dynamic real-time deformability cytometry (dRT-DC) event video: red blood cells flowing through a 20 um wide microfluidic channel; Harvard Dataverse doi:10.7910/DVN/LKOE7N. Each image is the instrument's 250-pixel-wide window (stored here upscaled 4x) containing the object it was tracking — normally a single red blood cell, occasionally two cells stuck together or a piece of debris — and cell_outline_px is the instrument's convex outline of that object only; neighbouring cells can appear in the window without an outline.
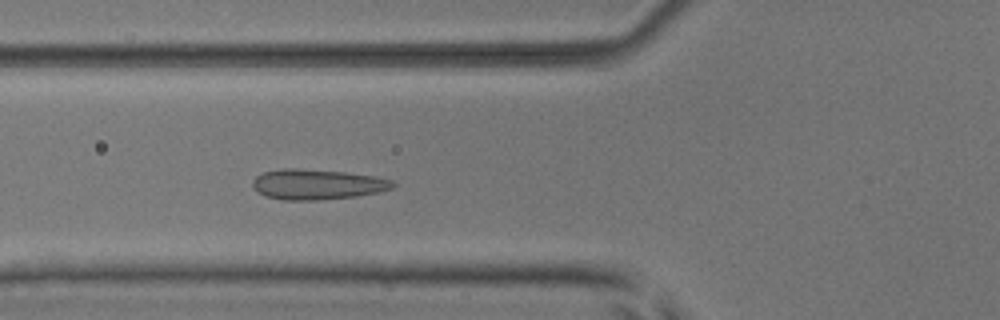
{"species": "common noctule bat (a hibernating species)", "species_latin": "Nyctalus noctula", "temperature_condition": "room temperature", "stored_images_in_passage": 51, "camera_frame_rate_fps": 3000, "um_per_image_px": 0.085, "animal": {"sex": "male", "body_mass_g": 17.9, "forearm_length_mm": 54.2}, "frame": {"image": 1, "passage_image": 19, "time_ms": 6.0, "image_size_px": [1000, 320], "cell_outline_px": [[396, 184], [392, 188], [380, 192], [356, 196], [316, 200], [280, 200], [264, 196], [256, 192], [252, 188], [252, 180], [256, 176], [264, 172], [284, 168], [300, 168], [344, 172], [372, 176], [392, 180]], "centroid_in_image_um": [26.9, 15.67], "position_along_channel_um": 98.9, "area_um2": 24.91}}
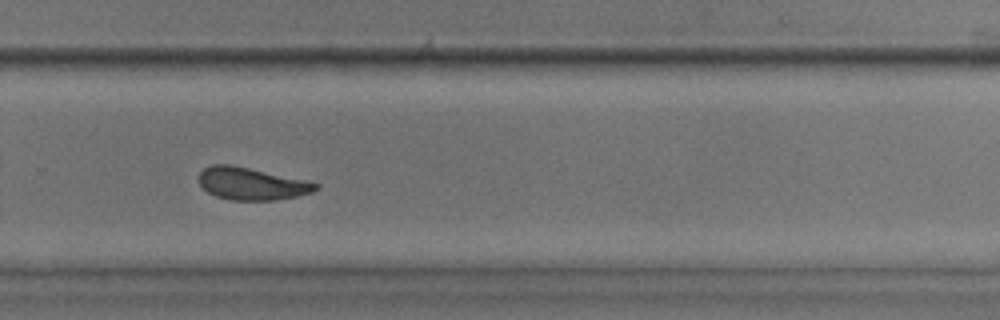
{"frame": {"image": 2, "passage_image": 35, "time_ms": 11.333, "image_size_px": [1000, 320], "cell_outline_px": [[320, 188], [312, 192], [296, 196], [276, 200], [232, 200], [216, 196], [208, 192], [200, 184], [200, 172], [204, 168], [212, 164], [228, 164], [248, 168], [304, 180], [320, 184]], "centroid_in_image_um": [21.39, 15.62], "position_along_channel_um": 308.4, "area_um2": 21.68}}
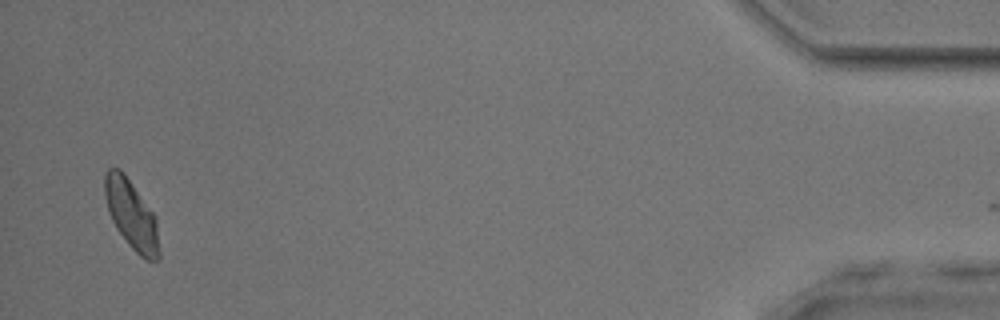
{"frame": {"image": 3, "passage_image": 50, "time_ms": 16.333, "image_size_px": [1000, 320], "cell_outline_px": [[160, 260], [148, 260], [140, 256], [128, 244], [116, 228], [108, 212], [104, 196], [104, 172], [108, 168], [120, 168], [156, 216], [160, 252]], "centroid_in_image_um": [11.17, 18.25], "position_along_channel_um": 424.0, "area_um2": 22.02}}